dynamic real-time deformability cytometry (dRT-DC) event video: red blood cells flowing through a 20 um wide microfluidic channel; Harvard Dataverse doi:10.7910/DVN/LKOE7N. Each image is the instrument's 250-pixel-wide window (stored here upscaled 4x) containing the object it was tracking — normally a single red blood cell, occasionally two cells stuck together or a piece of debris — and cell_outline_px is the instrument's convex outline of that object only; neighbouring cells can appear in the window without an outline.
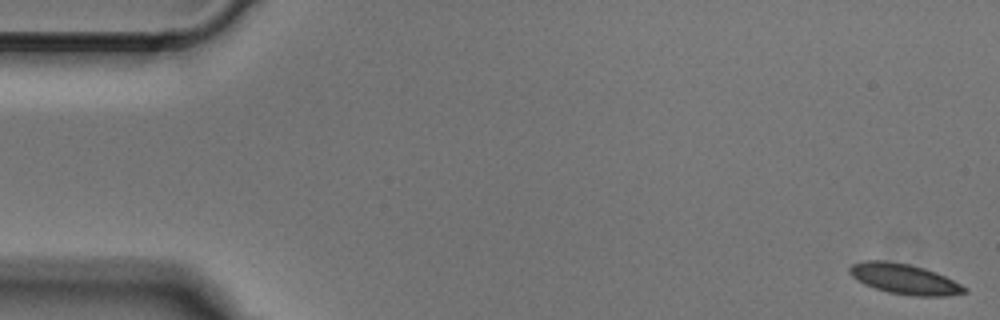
{"species": "Egyptian fruit bat (a non-hibernating species)", "species_latin": "Rousettus aegyptiacus", "temperature_condition": "cold", "stored_images_in_passage": 15, "camera_frame_rate_fps": 3000, "um_per_image_px": 0.085, "animal": {"sex": "male"}, "frame": {"image": 1, "passage_image": 1, "time_ms": 0.0, "image_size_px": [1000, 320], "cell_outline_px": [[968, 292], [944, 296], [912, 296], [888, 292], [864, 284], [856, 280], [848, 272], [848, 268], [852, 264], [864, 260], [884, 260], [908, 264], [924, 268], [936, 272], [968, 288]], "centroid_in_image_um": [76.85, 23.71], "position_along_channel_um": 8.2, "area_um2": 20.29}}